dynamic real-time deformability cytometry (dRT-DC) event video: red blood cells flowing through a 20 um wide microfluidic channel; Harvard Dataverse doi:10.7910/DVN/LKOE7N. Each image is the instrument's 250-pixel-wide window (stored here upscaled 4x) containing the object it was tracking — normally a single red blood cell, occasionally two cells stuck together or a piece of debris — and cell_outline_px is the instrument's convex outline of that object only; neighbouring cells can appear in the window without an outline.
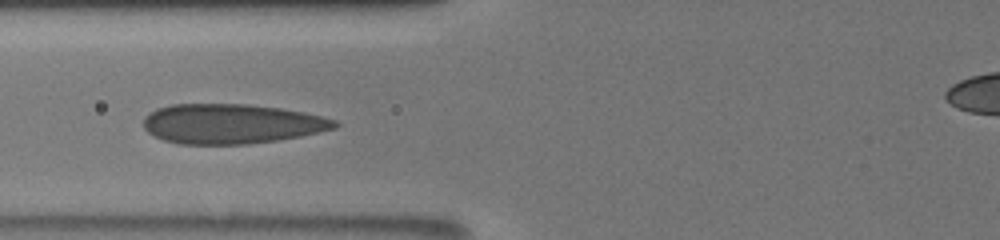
{"species": "human", "species_latin": "Homo sapiens", "temperature_condition": "room temperature", "stored_images_in_passage": 24, "camera_frame_rate_fps": 3000, "um_per_image_px": 0.085, "donor": {"sex": "male"}, "frame": {"image": 1, "passage_image": 14, "time_ms": 6.667, "image_size_px": [1000, 240], "cell_outline_px": [[340, 124], [336, 128], [300, 136], [276, 140], [248, 144], [180, 144], [164, 140], [148, 132], [144, 128], [144, 116], [156, 108], [172, 104], [248, 104], [280, 108], [304, 112], [336, 120]], "centroid_in_image_um": [19.67, 10.52], "position_along_channel_um": 106.1, "area_um2": 44.27}}
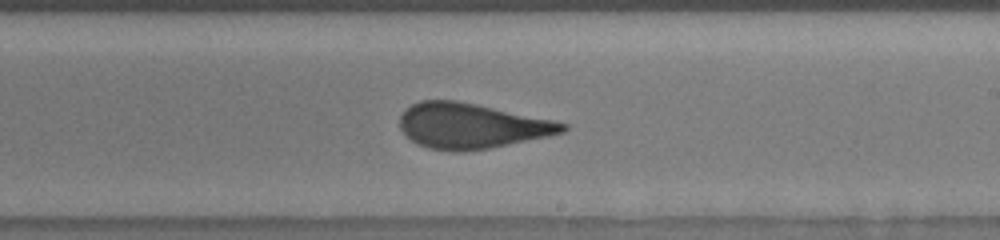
{"frame": {"image": 2, "passage_image": 20, "time_ms": 10.333, "image_size_px": [1000, 240], "cell_outline_px": [[568, 128], [564, 132], [548, 136], [488, 148], [464, 152], [452, 152], [428, 148], [416, 144], [400, 128], [400, 116], [404, 108], [420, 100], [456, 100], [556, 120], [568, 124]], "centroid_in_image_um": [40.06, 10.69], "position_along_channel_um": 248.9, "area_um2": 43.06}}
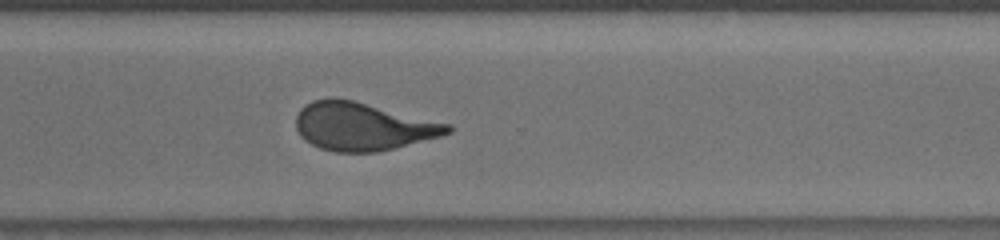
{"frame": {"image": 3, "passage_image": 24, "time_ms": 12.667, "image_size_px": [1000, 240], "cell_outline_px": [[452, 132], [440, 136], [380, 152], [336, 152], [320, 148], [304, 140], [300, 136], [296, 128], [296, 116], [300, 108], [312, 100], [332, 96], [352, 100], [452, 124]], "centroid_in_image_um": [30.81, 10.74], "position_along_channel_um": 339.8, "area_um2": 42.66}}